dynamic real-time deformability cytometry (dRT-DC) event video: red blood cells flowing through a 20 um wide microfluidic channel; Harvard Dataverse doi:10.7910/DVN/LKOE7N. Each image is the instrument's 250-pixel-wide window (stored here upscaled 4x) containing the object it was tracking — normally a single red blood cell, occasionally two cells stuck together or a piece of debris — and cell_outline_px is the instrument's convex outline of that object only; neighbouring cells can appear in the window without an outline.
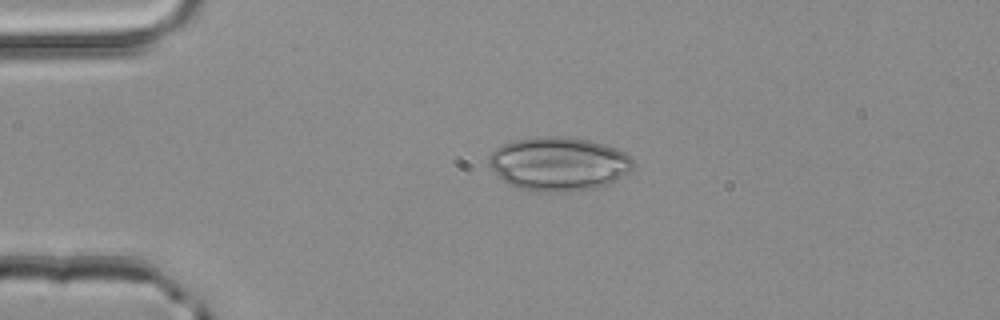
{"species": "common noctule bat (a hibernating species)", "species_latin": "Nyctalus noctula", "temperature_condition": "room temperature", "stored_images_in_passage": 40, "camera_frame_rate_fps": 3000, "um_per_image_px": 0.085, "animal": {"sex": "male", "body_mass_g": 20.4}, "frame": {"image": 1, "passage_image": 1, "time_ms": 0.0, "image_size_px": [1000, 320], "cell_outline_px": [[632, 168], [608, 184], [596, 188], [564, 192], [540, 192], [516, 188], [508, 184], [488, 164], [488, 156], [500, 144], [512, 140], [532, 136], [568, 136], [588, 140], [604, 144], [616, 148], [632, 156]], "centroid_in_image_um": [47.44, 13.91], "position_along_channel_um": 37.6, "area_um2": 45.49}}
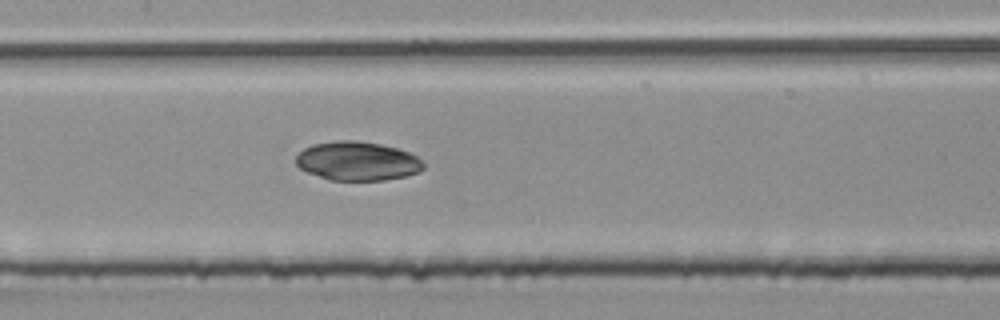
{"frame": {"image": 2, "passage_image": 14, "time_ms": 4.333, "image_size_px": [1000, 320], "cell_outline_px": [[424, 168], [416, 172], [404, 176], [384, 180], [332, 180], [308, 172], [300, 168], [296, 164], [296, 156], [304, 148], [312, 144], [340, 140], [356, 140], [380, 144], [396, 148], [408, 152], [416, 156], [424, 164]], "centroid_in_image_um": [30.36, 13.68], "position_along_channel_um": 177.0, "area_um2": 28.61}}
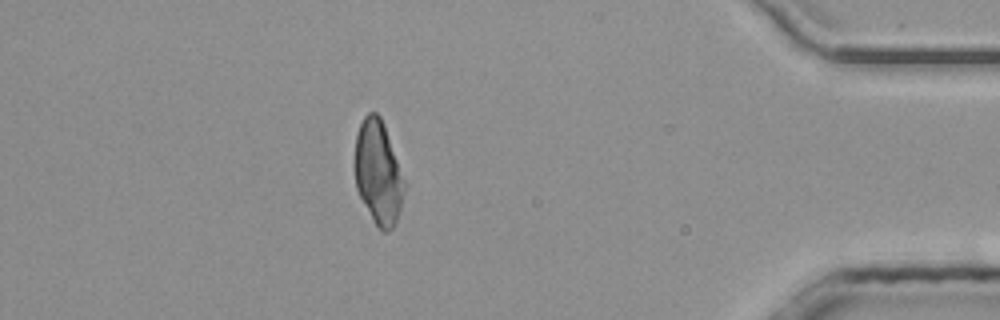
{"frame": {"image": 3, "passage_image": 34, "time_ms": 11.0, "image_size_px": [1000, 320], "cell_outline_px": [[408, 184], [396, 220], [392, 228], [388, 232], [384, 232], [376, 224], [360, 196], [356, 188], [356, 136], [360, 124], [364, 116], [368, 112], [376, 112], [380, 116], [384, 124]], "centroid_in_image_um": [32.2, 14.64], "position_along_channel_um": 403.0, "area_um2": 29.88}}